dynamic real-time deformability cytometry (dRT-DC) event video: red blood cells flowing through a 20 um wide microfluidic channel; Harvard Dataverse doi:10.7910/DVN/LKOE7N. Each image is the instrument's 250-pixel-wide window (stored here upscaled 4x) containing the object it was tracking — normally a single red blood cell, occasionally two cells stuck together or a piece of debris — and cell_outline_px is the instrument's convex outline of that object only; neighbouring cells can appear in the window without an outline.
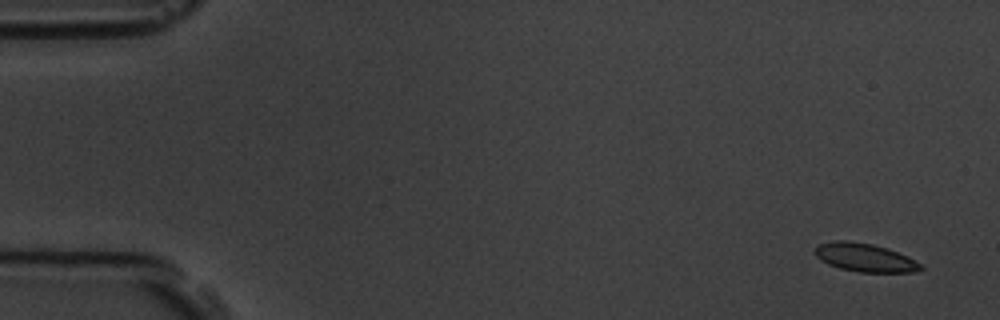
{"species": "common noctule bat (a hibernating species)", "species_latin": "Nyctalus noctula", "temperature_condition": "room temperature", "stored_images_in_passage": 5, "camera_frame_rate_fps": 3000, "um_per_image_px": 0.085, "animal": {"sex": "male", "body_mass_g": 19.5, "forearm_length_mm": 54.6}, "frame": {"image": 1, "passage_image": 1, "time_ms": 0.0, "image_size_px": [1000, 320], "cell_outline_px": [[924, 268], [912, 272], [860, 272], [840, 268], [828, 264], [820, 260], [816, 256], [816, 248], [820, 244], [832, 240], [848, 240], [872, 244], [888, 248], [908, 256], [920, 264]], "centroid_in_image_um": [73.51, 21.88], "position_along_channel_um": 11.5, "area_um2": 17.4}}
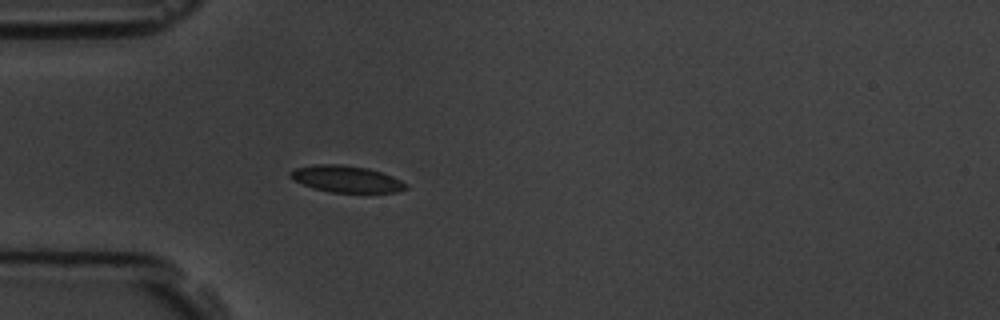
{"frame": {"image": 2, "passage_image": 5, "time_ms": 4.667, "image_size_px": [1000, 320], "cell_outline_px": [[408, 188], [396, 192], [332, 192], [316, 188], [292, 180], [288, 176], [288, 172], [296, 168], [316, 164], [340, 164], [368, 168], [392, 176], [408, 184]], "centroid_in_image_um": [29.43, 15.2], "position_along_channel_um": 55.6, "area_um2": 17.8}}